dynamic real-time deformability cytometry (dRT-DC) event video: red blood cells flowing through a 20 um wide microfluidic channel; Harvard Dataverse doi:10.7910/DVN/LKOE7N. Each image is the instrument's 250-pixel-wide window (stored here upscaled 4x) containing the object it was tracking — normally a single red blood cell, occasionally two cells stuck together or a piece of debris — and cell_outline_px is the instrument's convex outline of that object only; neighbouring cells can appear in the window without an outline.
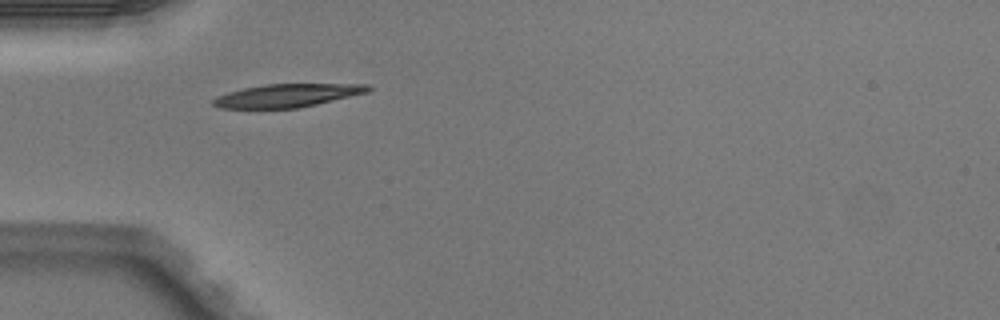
{"species": "Egyptian fruit bat (a non-hibernating species)", "species_latin": "Rousettus aegyptiacus", "temperature_condition": "warm", "stored_images_in_passage": 35, "camera_frame_rate_fps": 3000, "um_per_image_px": 0.085, "animal": {"sex": "male"}, "frame": {"image": 1, "passage_image": 1, "time_ms": 0.0, "image_size_px": [1000, 320], "cell_outline_px": [[372, 88], [368, 92], [316, 104], [296, 108], [220, 108], [212, 104], [212, 100], [216, 96], [228, 92], [244, 88], [264, 84], [372, 84]], "centroid_in_image_um": [24.41, 8.11], "position_along_channel_um": 60.6, "area_um2": 20.81}}
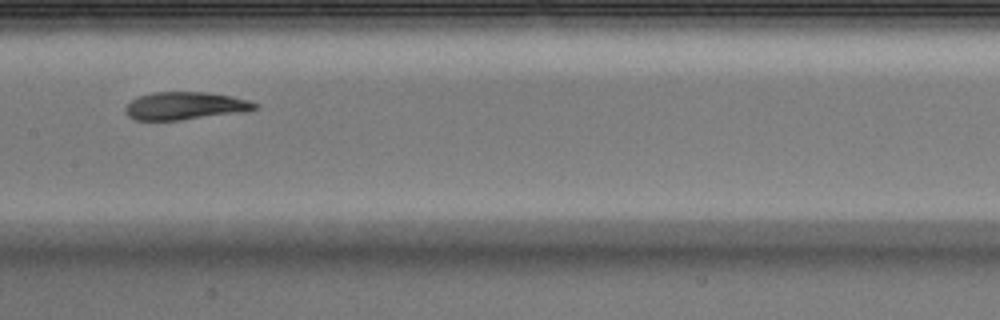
{"frame": {"image": 2, "passage_image": 11, "time_ms": 3.333, "image_size_px": [1000, 320], "cell_outline_px": [[260, 108], [244, 112], [180, 120], [136, 120], [128, 116], [124, 112], [124, 108], [132, 100], [140, 96], [152, 92], [204, 92], [232, 96], [248, 100], [260, 104]], "centroid_in_image_um": [15.77, 9.0], "position_along_channel_um": 191.6, "area_um2": 21.04}}
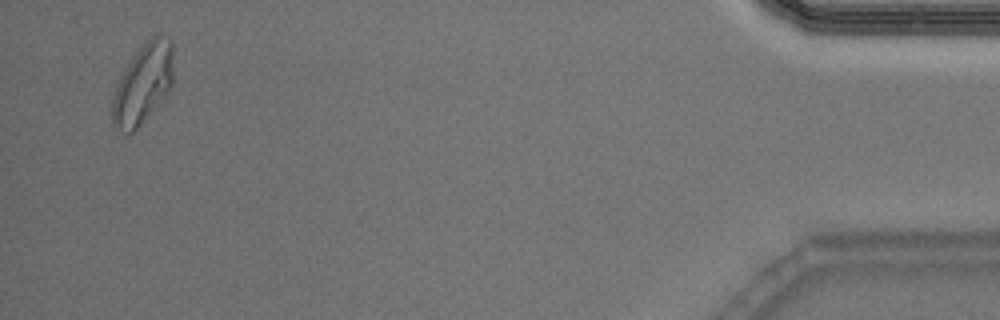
{"frame": {"image": 3, "passage_image": 34, "time_ms": 11.0, "image_size_px": [1000, 320], "cell_outline_px": [[172, 88], [140, 124], [128, 136], [112, 128], [112, 100], [116, 84], [124, 68], [136, 52], [156, 32], [168, 36], [172, 40]], "centroid_in_image_um": [12.13, 7.13], "position_along_channel_um": 423.1, "area_um2": 28.67}, "authors_computed_cell_mechanics": {"area_um2": 21.964, "velocity_mm_per_s": 4.0164, "shape_relaxation_time_tau1_ms": 3.751, "shape_relaxation_time_tau2_ms": 1.7063, "deformation_change_tau1": 0.1732, "deformation_change_tau2": 0.0693}}